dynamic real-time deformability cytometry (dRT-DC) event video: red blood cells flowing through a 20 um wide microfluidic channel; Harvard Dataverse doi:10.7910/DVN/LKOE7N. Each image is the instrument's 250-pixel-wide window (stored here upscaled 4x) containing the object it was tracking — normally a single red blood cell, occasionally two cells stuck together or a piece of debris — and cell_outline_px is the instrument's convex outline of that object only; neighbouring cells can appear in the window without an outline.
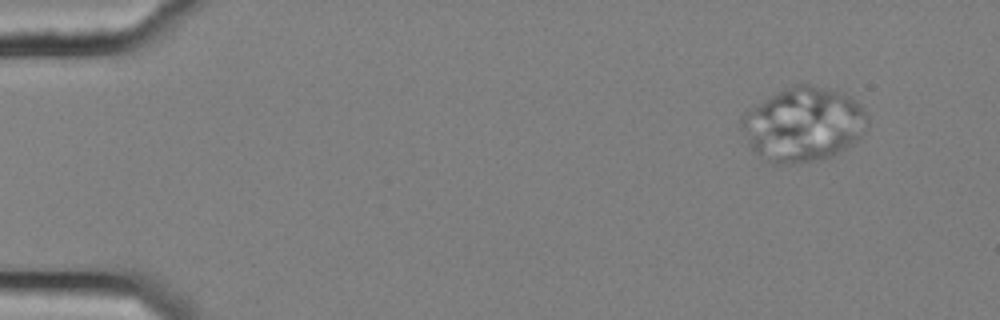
{"species": "common noctule bat (a hibernating species)", "species_latin": "Nyctalus noctula", "temperature_condition": "cold", "stored_images_in_passage": 12, "camera_frame_rate_fps": 3000, "um_per_image_px": 0.085, "animal": {"sex": "female", "body_mass_g": 25.1}, "frame": {"image": 1, "passage_image": 1, "time_ms": 0.0, "image_size_px": [1000, 320], "cell_outline_px": [[864, 116], [860, 136], [852, 144], [832, 156], [812, 160], [780, 164], [772, 164], [756, 152], [752, 148], [748, 140], [740, 120], [740, 116], [744, 112], [792, 84], [808, 84], [836, 92], [848, 96], [860, 104], [864, 112]], "centroid_in_image_um": [68.23, 10.57], "position_along_channel_um": 16.8, "area_um2": 52.71}}